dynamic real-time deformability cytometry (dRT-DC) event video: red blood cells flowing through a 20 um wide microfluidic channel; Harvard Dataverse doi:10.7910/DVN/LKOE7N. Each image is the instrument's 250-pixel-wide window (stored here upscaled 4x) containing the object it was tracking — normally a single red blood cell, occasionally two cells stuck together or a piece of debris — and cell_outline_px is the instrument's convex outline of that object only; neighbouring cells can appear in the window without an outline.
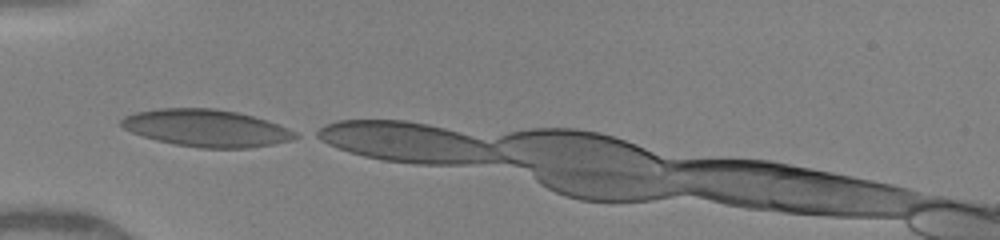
{"species": "human", "species_latin": "Homo sapiens", "temperature_condition": "warm", "stored_images_in_passage": 21, "camera_frame_rate_fps": 3000, "um_per_image_px": 0.085, "donor": {"sex": "female"}, "frame": {"image": 1, "passage_image": 1, "time_ms": 0.0, "image_size_px": [1000, 240], "cell_outline_px": [[300, 136], [292, 140], [272, 144], [248, 148], [200, 148], [176, 144], [156, 140], [132, 132], [124, 128], [120, 124], [120, 120], [124, 116], [136, 112], [160, 108], [212, 108], [236, 112], [252, 116], [288, 128], [296, 132]], "centroid_in_image_um": [17.53, 10.89], "position_along_channel_um": 67.5, "area_um2": 37.4}}
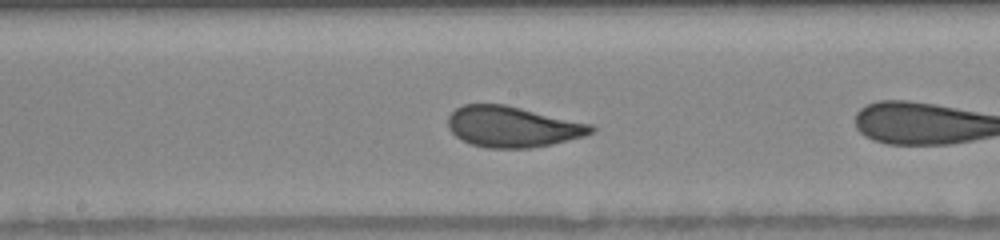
{"frame": {"image": 2, "passage_image": 12, "time_ms": 3.333, "image_size_px": [1000, 240], "cell_outline_px": [[596, 128], [592, 132], [584, 136], [552, 144], [528, 148], [488, 148], [472, 144], [456, 136], [448, 128], [448, 116], [456, 108], [464, 104], [504, 104], [592, 124]], "centroid_in_image_um": [43.56, 10.77], "position_along_channel_um": 204.6, "area_um2": 33.87}}